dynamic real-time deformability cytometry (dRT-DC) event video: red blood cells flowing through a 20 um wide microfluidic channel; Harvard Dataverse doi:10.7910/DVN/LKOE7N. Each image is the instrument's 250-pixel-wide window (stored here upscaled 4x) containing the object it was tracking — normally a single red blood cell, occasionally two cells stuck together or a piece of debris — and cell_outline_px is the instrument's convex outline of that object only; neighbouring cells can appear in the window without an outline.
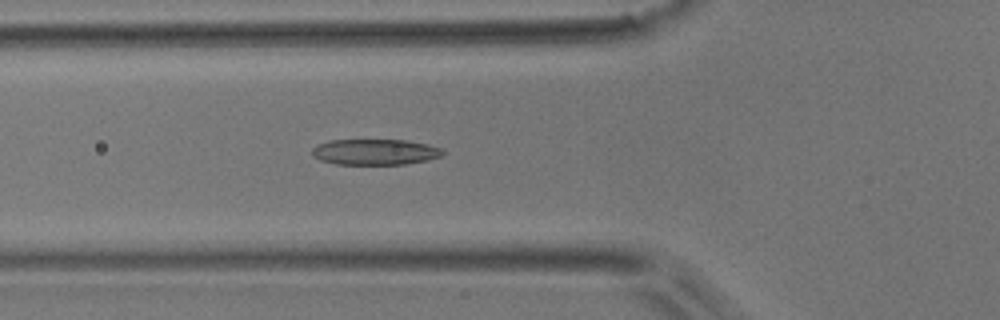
{"species": "common noctule bat (a hibernating species)", "species_latin": "Nyctalus noctula", "temperature_condition": "room temperature", "stored_images_in_passage": 37, "camera_frame_rate_fps": 3000, "um_per_image_px": 0.085, "animal": {"sex": "male", "body_mass_g": 17.9}, "frame": {"image": 1, "passage_image": 3, "time_ms": 0.667, "image_size_px": [1000, 320], "cell_outline_px": [[444, 152], [440, 156], [428, 160], [404, 164], [336, 164], [320, 160], [312, 156], [312, 148], [316, 144], [328, 140], [408, 140], [428, 144], [440, 148]], "centroid_in_image_um": [31.84, 12.91], "position_along_channel_um": 94.0, "area_um2": 19.71}}
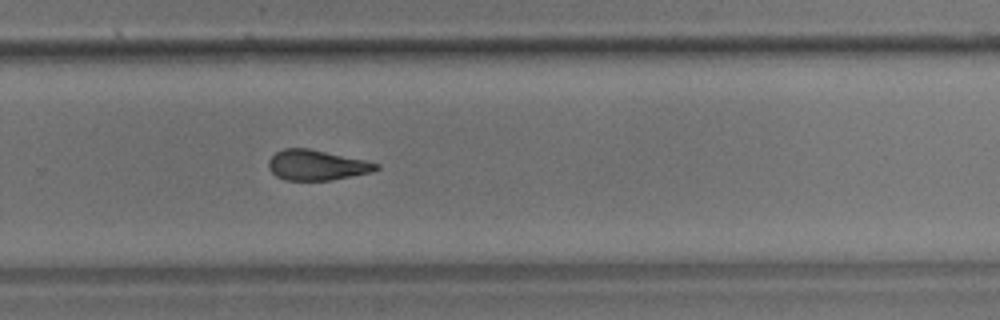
{"frame": {"image": 2, "passage_image": 19, "time_ms": 6.0, "image_size_px": [1000, 320], "cell_outline_px": [[380, 168], [372, 172], [332, 180], [284, 180], [276, 176], [268, 168], [268, 160], [276, 152], [284, 148], [308, 148], [364, 160], [380, 164]], "centroid_in_image_um": [26.91, 14.04], "position_along_channel_um": 302.9, "area_um2": 18.96}}
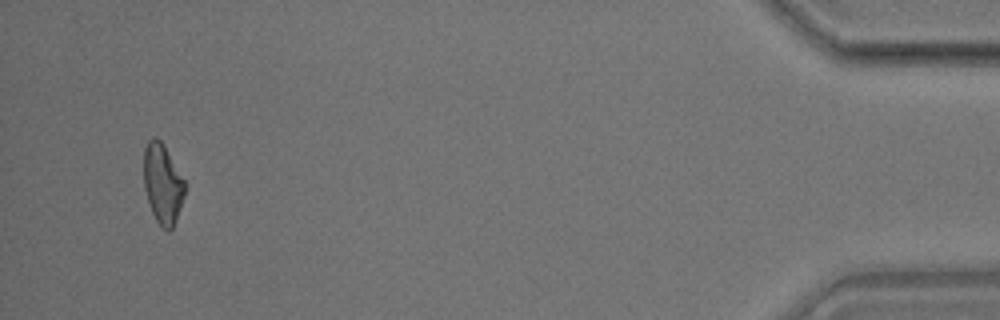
{"frame": {"image": 3, "passage_image": 34, "time_ms": 11.0, "image_size_px": [1000, 320], "cell_outline_px": [[184, 196], [176, 220], [172, 228], [168, 232], [156, 220], [152, 212], [144, 188], [144, 148], [148, 140], [152, 136], [156, 136], [164, 144], [184, 180]], "centroid_in_image_um": [13.81, 15.58], "position_along_channel_um": 421.4, "area_um2": 18.96}, "authors_computed_cell_mechanics": {"area_um2": 19.652, "velocity_mm_per_s": 3.9093, "shape_relaxation_time_tau1_ms": 5.8027, "shape_relaxation_time_tau2_ms": 2.2842, "deformation_change_tau1": 0.1632, "deformation_change_tau2": 0.1089}}